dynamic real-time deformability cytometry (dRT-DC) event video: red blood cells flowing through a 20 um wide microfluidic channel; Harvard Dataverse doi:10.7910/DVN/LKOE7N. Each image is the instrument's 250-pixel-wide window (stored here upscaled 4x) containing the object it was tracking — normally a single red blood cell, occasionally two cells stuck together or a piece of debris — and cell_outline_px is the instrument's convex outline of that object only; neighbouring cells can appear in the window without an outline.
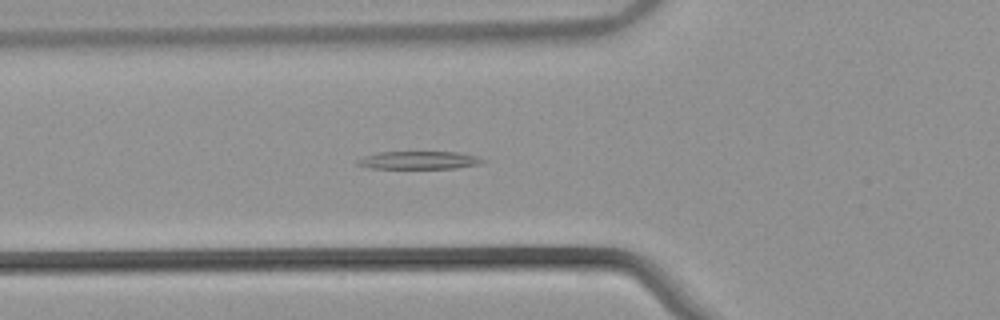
{"species": "common noctule bat (a hibernating species)", "species_latin": "Nyctalus noctula", "temperature_condition": "warm", "stored_images_in_passage": 43, "segment_of_instrument_passage": [1, 2], "camera_frame_rate_fps": 3000, "um_per_image_px": 0.085, "animal": {"sex": "male", "body_mass_g": 21.5, "forearm_length_mm": 52.0}, "frame": {"image": 1, "passage_image": 8, "time_ms": 2.333, "image_size_px": [1000, 320], "cell_outline_px": [[484, 160], [480, 164], [456, 168], [372, 168], [356, 164], [356, 160], [364, 156], [380, 152], [456, 152], [476, 156]], "centroid_in_image_um": [35.58, 13.61], "position_along_channel_um": 90.2, "area_um2": 12.83}}
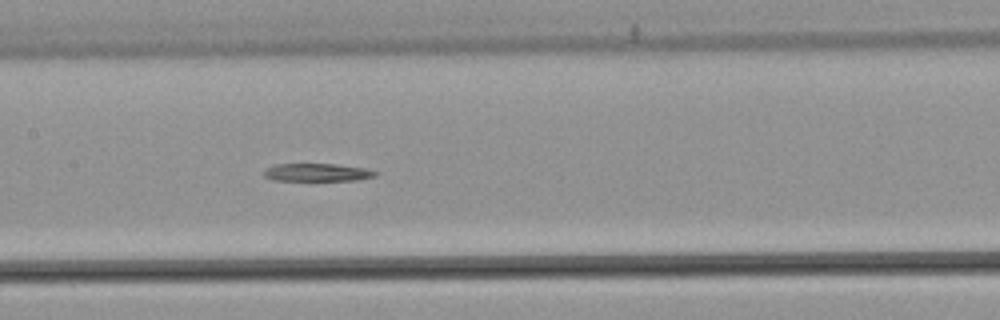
{"frame": {"image": 2, "passage_image": 15, "time_ms": 4.667, "image_size_px": [1000, 320], "cell_outline_px": [[380, 172], [376, 176], [356, 180], [272, 180], [264, 176], [264, 168], [276, 164], [336, 164], [364, 168]], "centroid_in_image_um": [26.96, 14.65], "position_along_channel_um": 180.4, "area_um2": 11.56}}
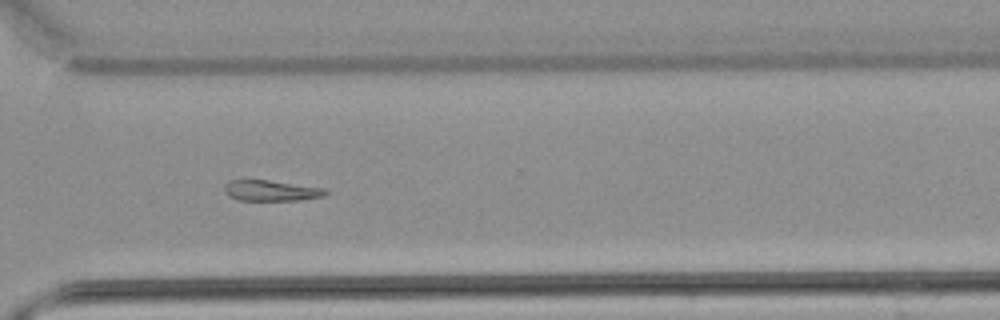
{"frame": {"image": 3, "passage_image": 28, "time_ms": 9.0, "image_size_px": [1000, 320], "cell_outline_px": [[328, 192], [324, 196], [300, 200], [236, 200], [228, 196], [224, 192], [224, 184], [228, 180], [268, 180], [324, 188]], "centroid_in_image_um": [22.99, 16.2], "position_along_channel_um": 347.6, "area_um2": 12.25}}